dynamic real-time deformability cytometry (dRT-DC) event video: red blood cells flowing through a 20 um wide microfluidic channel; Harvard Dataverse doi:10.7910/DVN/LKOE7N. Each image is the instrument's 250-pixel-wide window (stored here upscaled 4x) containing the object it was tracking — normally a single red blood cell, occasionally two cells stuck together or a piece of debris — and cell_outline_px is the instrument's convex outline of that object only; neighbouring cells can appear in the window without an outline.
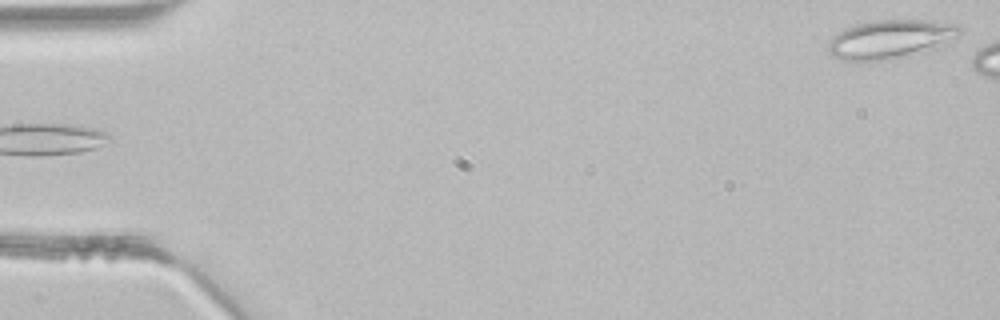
{"species": "common noctule bat (a hibernating species)", "species_latin": "Nyctalus noctula", "temperature_condition": "room temperature", "stored_images_in_passage": 3, "camera_frame_rate_fps": 3000, "um_per_image_px": 0.085, "animal": {"sex": "male", "body_mass_g": 21.5, "forearm_length_mm": 52.0}, "frame": {"image": 1, "passage_image": 3, "time_ms": 0.667, "image_size_px": [1000, 320], "cell_outline_px": [[964, 32], [960, 36], [936, 48], [892, 60], [844, 60], [832, 56], [828, 52], [828, 44], [832, 36], [844, 28], [856, 24], [872, 20], [932, 20], [956, 24]], "centroid_in_image_um": [75.71, 3.32], "position_along_channel_um": 9.3, "area_um2": 30.0}}